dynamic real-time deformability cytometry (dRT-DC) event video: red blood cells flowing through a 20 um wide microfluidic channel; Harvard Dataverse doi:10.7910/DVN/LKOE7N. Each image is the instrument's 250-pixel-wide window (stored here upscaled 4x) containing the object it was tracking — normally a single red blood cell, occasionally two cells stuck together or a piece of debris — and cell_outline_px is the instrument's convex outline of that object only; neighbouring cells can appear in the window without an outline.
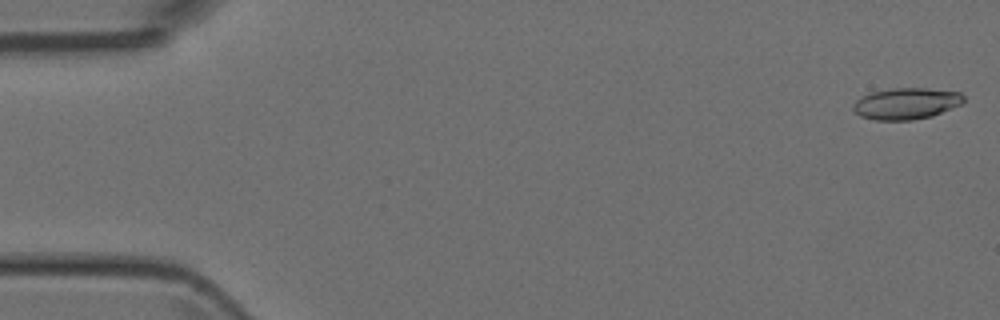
{"species": "Egyptian fruit bat (a non-hibernating species)", "species_latin": "Rousettus aegyptiacus", "temperature_condition": "room temperature", "stored_images_in_passage": 6, "camera_frame_rate_fps": 3000, "um_per_image_px": 0.085, "animal": {"sex": "female"}, "frame": {"image": 1, "passage_image": 1, "time_ms": 0.0, "image_size_px": [1000, 320], "cell_outline_px": [[964, 100], [960, 104], [932, 116], [912, 120], [876, 120], [860, 116], [852, 108], [852, 104], [856, 100], [872, 92], [892, 88], [928, 88], [960, 92], [964, 96]], "centroid_in_image_um": [77.02, 8.8], "position_along_channel_um": 8.0, "area_um2": 20.11}}
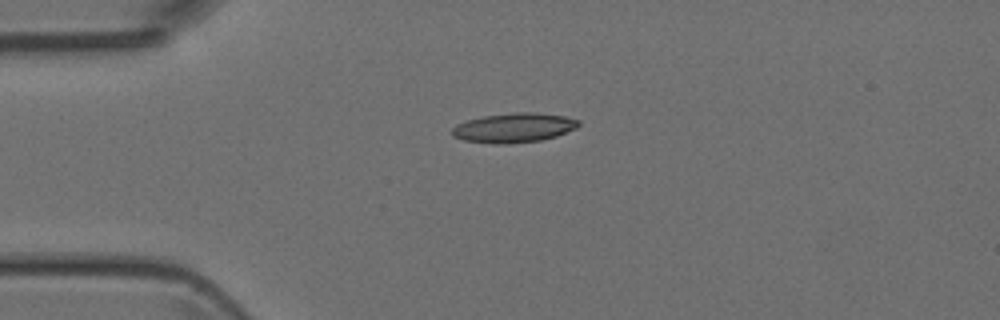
{"frame": {"image": 2, "passage_image": 4, "time_ms": 3.667, "image_size_px": [1000, 320], "cell_outline_px": [[580, 124], [576, 128], [556, 136], [540, 140], [504, 144], [492, 144], [464, 140], [452, 136], [452, 128], [456, 124], [468, 120], [484, 116], [516, 112], [536, 112], [564, 116], [580, 120]], "centroid_in_image_um": [43.68, 10.86], "position_along_channel_um": 41.3, "area_um2": 21.68}}
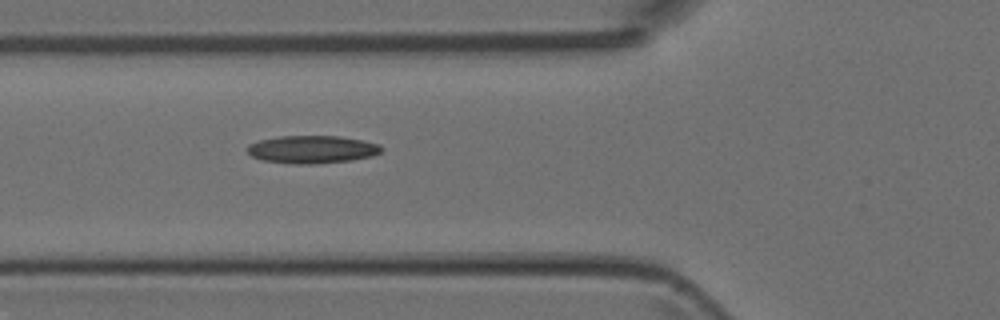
{"frame": {"image": 3, "passage_image": 6, "time_ms": 5.667, "image_size_px": [1000, 320], "cell_outline_px": [[384, 148], [380, 152], [372, 156], [352, 160], [308, 164], [296, 164], [260, 160], [252, 156], [248, 152], [248, 144], [260, 140], [280, 136], [340, 136], [380, 144]], "centroid_in_image_um": [26.53, 12.7], "position_along_channel_um": 99.3, "area_um2": 21.62}}